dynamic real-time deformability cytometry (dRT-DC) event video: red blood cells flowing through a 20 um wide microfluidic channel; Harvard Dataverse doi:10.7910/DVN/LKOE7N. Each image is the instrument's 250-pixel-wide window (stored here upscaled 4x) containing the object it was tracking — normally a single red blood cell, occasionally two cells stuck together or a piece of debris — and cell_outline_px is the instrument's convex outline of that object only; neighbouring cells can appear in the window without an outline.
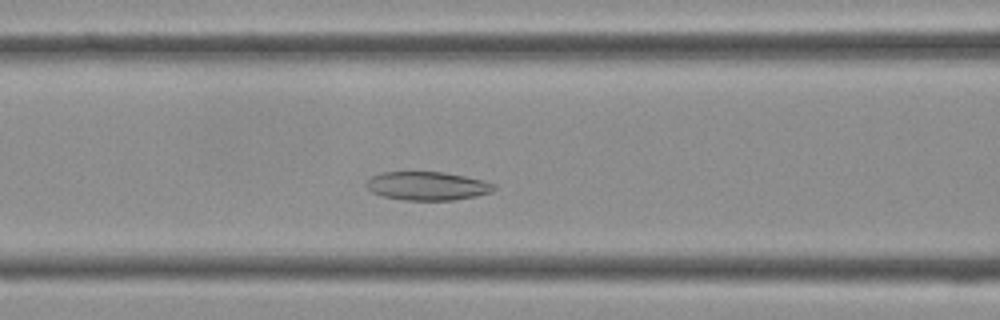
{"species": "Egyptian fruit bat (a non-hibernating species)", "species_latin": "Rousettus aegyptiacus", "temperature_condition": "cold", "stored_images_in_passage": 37, "camera_frame_rate_fps": 3000, "um_per_image_px": 0.085, "frame": {"image": 1, "passage_image": 12, "time_ms": 3.667, "image_size_px": [1000, 320], "cell_outline_px": [[496, 188], [492, 192], [476, 196], [452, 200], [404, 200], [384, 196], [372, 192], [364, 184], [372, 176], [380, 172], [444, 172], [484, 180], [496, 184]], "centroid_in_image_um": [36.34, 15.8], "position_along_channel_um": 130.3, "area_um2": 21.27}}
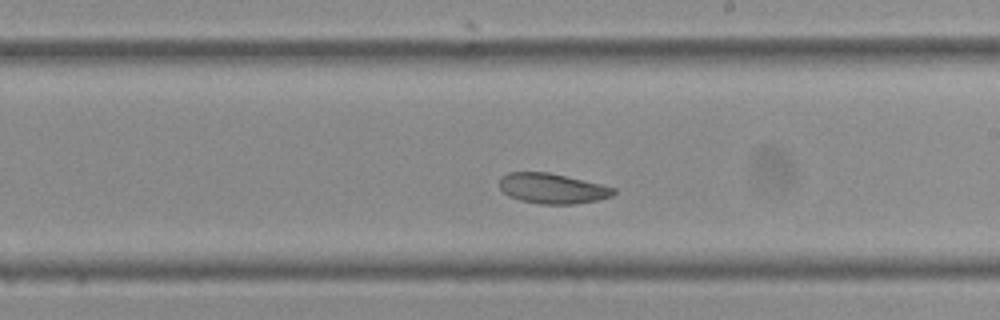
{"frame": {"image": 2, "passage_image": 19, "time_ms": 6.0, "image_size_px": [1000, 320], "cell_outline_px": [[616, 192], [612, 196], [596, 200], [572, 204], [540, 204], [520, 200], [508, 196], [500, 188], [500, 176], [508, 172], [548, 172], [600, 184], [616, 188]], "centroid_in_image_um": [46.92, 16.02], "position_along_channel_um": 242.1, "area_um2": 20.0}}
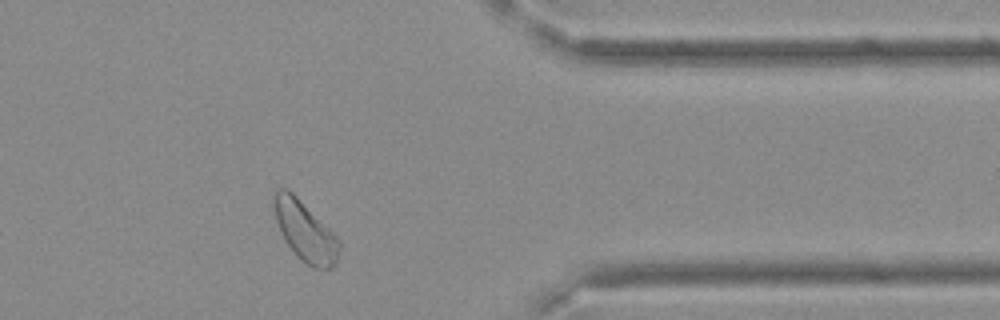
{"frame": {"image": 3, "passage_image": 29, "time_ms": 9.333, "image_size_px": [1000, 320], "cell_outline_px": [[340, 248], [336, 264], [332, 268], [312, 268], [284, 240], [280, 232], [276, 220], [272, 204], [272, 192], [276, 188], [288, 188], [340, 240]], "centroid_in_image_um": [25.9, 19.6], "position_along_channel_um": 385.5, "area_um2": 22.48}}